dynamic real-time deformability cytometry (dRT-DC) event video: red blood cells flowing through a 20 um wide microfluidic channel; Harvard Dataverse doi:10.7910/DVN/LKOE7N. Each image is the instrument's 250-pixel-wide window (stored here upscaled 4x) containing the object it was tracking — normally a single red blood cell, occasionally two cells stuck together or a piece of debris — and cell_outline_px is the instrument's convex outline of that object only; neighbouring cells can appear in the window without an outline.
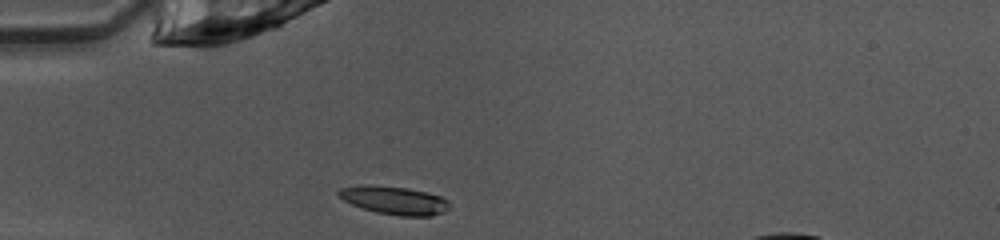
{"species": "common noctule bat (a hibernating species)", "species_latin": "Nyctalus noctula", "temperature_condition": "warm", "stored_images_in_passage": 34, "camera_frame_rate_fps": 3000, "um_per_image_px": 0.085, "animal": {"sex": "female", "body_mass_g": 10.0, "forearm_length_mm": 53.1}, "frame": {"image": 1, "passage_image": 1, "time_ms": 0.0, "image_size_px": [1000, 240], "cell_outline_px": [[448, 208], [444, 212], [432, 216], [400, 216], [376, 212], [352, 204], [344, 200], [336, 192], [340, 188], [360, 184], [372, 184], [408, 188], [440, 196], [448, 200]], "centroid_in_image_um": [33.49, 17.01], "position_along_channel_um": 51.5, "area_um2": 18.21}}
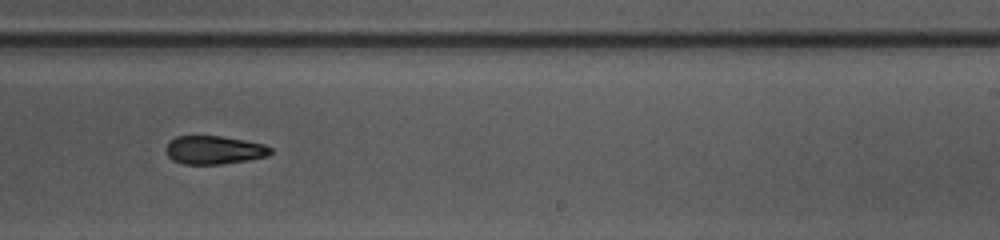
{"frame": {"image": 2, "passage_image": 18, "time_ms": 5.667, "image_size_px": [1000, 240], "cell_outline_px": [[272, 152], [268, 156], [248, 160], [220, 164], [180, 164], [172, 160], [168, 156], [164, 148], [176, 136], [220, 136], [244, 140], [264, 144], [272, 148]], "centroid_in_image_um": [18.19, 12.75], "position_along_channel_um": 270.8, "area_um2": 17.34}}
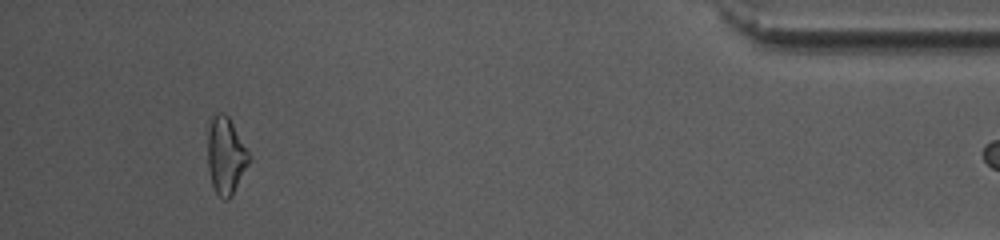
{"frame": {"image": 3, "passage_image": 33, "time_ms": 10.667, "image_size_px": [1000, 240], "cell_outline_px": [[252, 156], [232, 196], [228, 200], [224, 200], [216, 192], [212, 184], [208, 168], [208, 132], [212, 116], [216, 112], [224, 112], [228, 116]], "centroid_in_image_um": [19.2, 13.22], "position_along_channel_um": 416.0, "area_um2": 18.55}}